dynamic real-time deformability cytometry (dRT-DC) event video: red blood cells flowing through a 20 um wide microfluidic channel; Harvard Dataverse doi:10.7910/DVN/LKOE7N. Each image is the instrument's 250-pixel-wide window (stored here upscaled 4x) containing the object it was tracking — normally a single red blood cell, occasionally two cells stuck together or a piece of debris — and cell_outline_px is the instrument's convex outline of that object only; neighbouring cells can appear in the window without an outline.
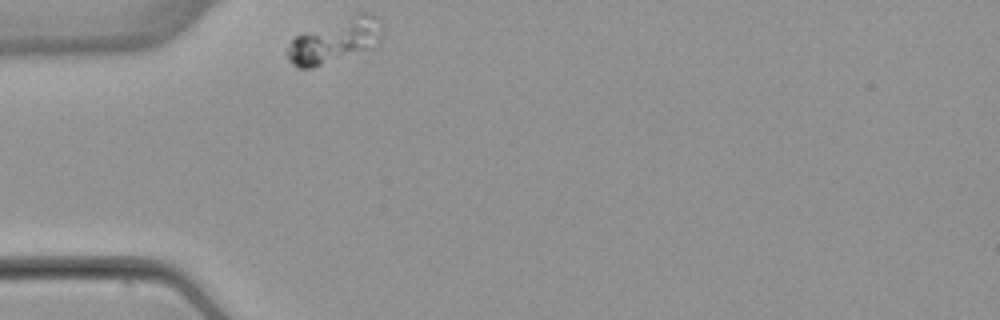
{"species": "common noctule bat (a hibernating species)", "species_latin": "Nyctalus noctula", "temperature_condition": "warm", "stored_images_in_passage": 44, "camera_frame_rate_fps": 3000, "um_per_image_px": 0.085, "animal": {"sex": "female", "body_mass_g": 22.7, "forearm_length_mm": 54.2}, "frame": {"image": 1, "passage_image": 1, "time_ms": 0.0, "image_size_px": [1000, 320], "cell_outline_px": [[380, 44], [372, 48], [312, 68], [296, 68], [288, 60], [284, 52], [292, 40], [296, 36], [356, 12], [372, 12], [380, 20]], "centroid_in_image_um": [28.47, 3.45], "position_along_channel_um": 56.5, "area_um2": 24.51}}
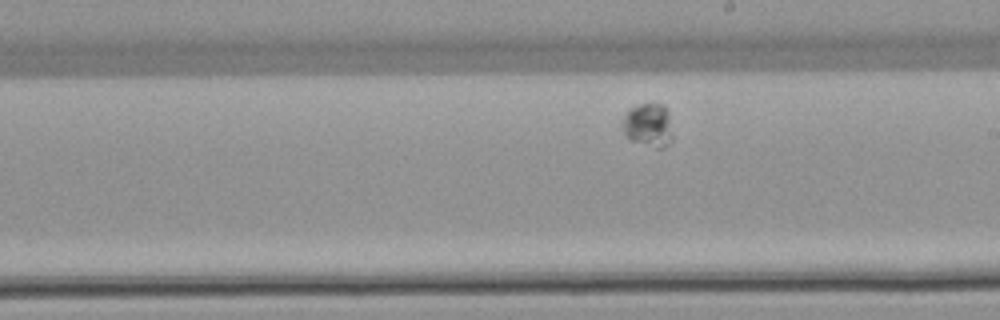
{"frame": {"image": 2, "passage_image": 18, "time_ms": 5.667, "image_size_px": [1000, 320], "cell_outline_px": [[672, 140], [664, 148], [656, 148], [632, 140], [624, 132], [624, 116], [632, 108], [640, 104], [660, 104], [668, 112], [672, 136]], "centroid_in_image_um": [55.14, 10.66], "position_along_channel_um": 233.9, "area_um2": 12.25}}
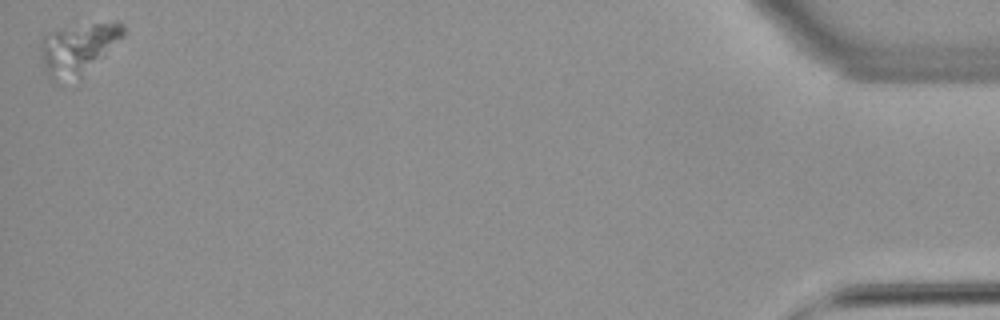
{"frame": {"image": 3, "passage_image": 44, "time_ms": 14.333, "image_size_px": [1000, 320], "cell_outline_px": [[124, 36], [104, 56], [80, 72], [56, 84], [52, 84], [44, 72], [40, 56], [40, 40], [44, 36], [60, 28], [116, 20], [124, 24]], "centroid_in_image_um": [6.58, 4.08], "position_along_channel_um": 428.6, "area_um2": 24.28}}